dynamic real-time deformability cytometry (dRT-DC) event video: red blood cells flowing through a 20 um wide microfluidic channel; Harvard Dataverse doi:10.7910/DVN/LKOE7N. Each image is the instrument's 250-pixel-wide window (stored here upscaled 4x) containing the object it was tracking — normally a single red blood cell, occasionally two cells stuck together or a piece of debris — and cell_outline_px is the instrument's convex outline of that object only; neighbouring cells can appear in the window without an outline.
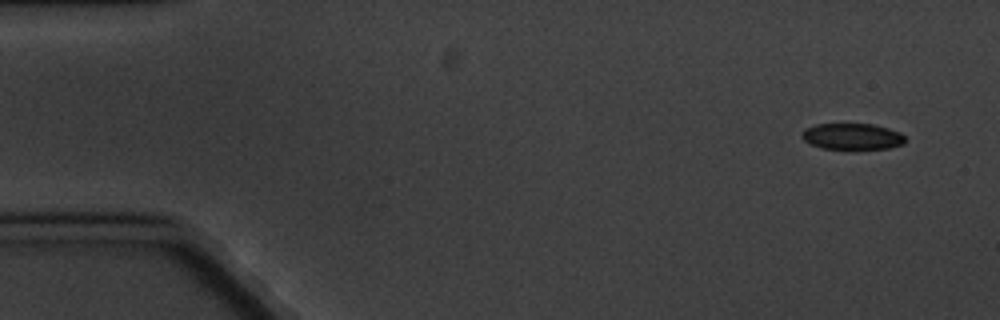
{"species": "common noctule bat (a hibernating species)", "species_latin": "Nyctalus noctula", "temperature_condition": "cold", "stored_images_in_passage": 4, "camera_frame_rate_fps": 3000, "um_per_image_px": 0.085, "animal": {"sex": "male", "body_mass_g": 20.1, "forearm_length_mm": 53.5}, "frame": {"image": 1, "passage_image": 1, "time_ms": 0.0, "image_size_px": [1000, 320], "cell_outline_px": [[904, 144], [888, 148], [820, 148], [804, 140], [804, 128], [816, 124], [872, 124], [888, 128], [900, 132], [904, 136]], "centroid_in_image_um": [72.46, 11.58], "position_along_channel_um": 12.5, "area_um2": 15.43}}